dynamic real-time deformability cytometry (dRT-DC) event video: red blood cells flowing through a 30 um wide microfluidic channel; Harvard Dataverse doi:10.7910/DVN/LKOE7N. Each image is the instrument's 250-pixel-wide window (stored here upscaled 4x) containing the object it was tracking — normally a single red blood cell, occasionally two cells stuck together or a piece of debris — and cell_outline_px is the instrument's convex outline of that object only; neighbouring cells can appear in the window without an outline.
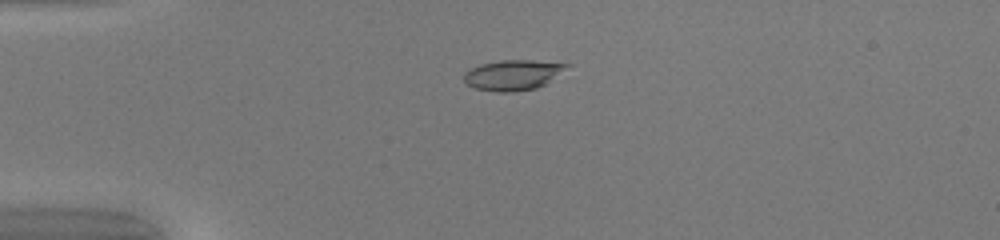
{"species": "common noctule bat (a hibernating species)", "species_latin": "Nyctalus noctula", "temperature_condition": "warm", "stored_images_in_passage": 50, "camera_frame_rate_fps": 3000, "um_per_image_px": 0.085, "animal": {"sex": "female", "body_mass_g": 20.0, "forearm_length_mm": 54.0}, "frame": {"image": 1, "passage_image": 13, "time_ms": 4.0, "image_size_px": [1000, 240], "cell_outline_px": [[572, 64], [544, 84], [536, 88], [512, 92], [496, 92], [476, 88], [468, 84], [464, 80], [464, 72], [480, 64], [500, 60], [532, 60]], "centroid_in_image_um": [43.58, 6.36], "position_along_channel_um": 41.4, "area_um2": 17.92}}
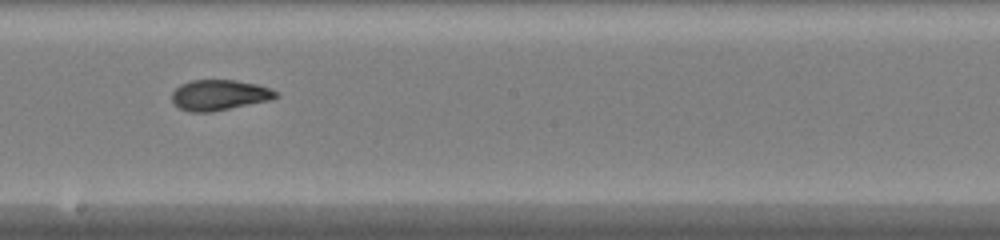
{"frame": {"image": 2, "passage_image": 29, "time_ms": 9.333, "image_size_px": [1000, 240], "cell_outline_px": [[280, 96], [272, 100], [212, 112], [188, 112], [180, 108], [172, 100], [172, 92], [180, 84], [192, 80], [236, 80], [256, 84], [280, 92]], "centroid_in_image_um": [18.68, 8.08], "position_along_channel_um": 229.5, "area_um2": 18.67}}
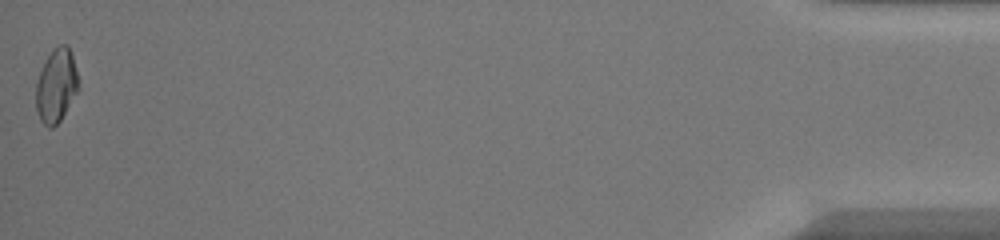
{"frame": {"image": 3, "passage_image": 50, "time_ms": 16.333, "image_size_px": [1000, 240], "cell_outline_px": [[80, 80], [76, 92], [60, 120], [52, 128], [48, 128], [40, 120], [36, 108], [36, 84], [40, 72], [52, 48], [60, 44], [68, 44]], "centroid_in_image_um": [4.78, 7.26], "position_along_channel_um": 430.4, "area_um2": 18.03}, "authors_computed_cell_mechanics": {"area_um2": 18.5827, "velocity_mm_per_s": 4.191, "shape_relaxation_time_tau1_ms": null, "shape_relaxation_time_tau2_ms": 1.1081, "deformation_change_tau1": null, "deformation_change_tau2": 0.0589}}